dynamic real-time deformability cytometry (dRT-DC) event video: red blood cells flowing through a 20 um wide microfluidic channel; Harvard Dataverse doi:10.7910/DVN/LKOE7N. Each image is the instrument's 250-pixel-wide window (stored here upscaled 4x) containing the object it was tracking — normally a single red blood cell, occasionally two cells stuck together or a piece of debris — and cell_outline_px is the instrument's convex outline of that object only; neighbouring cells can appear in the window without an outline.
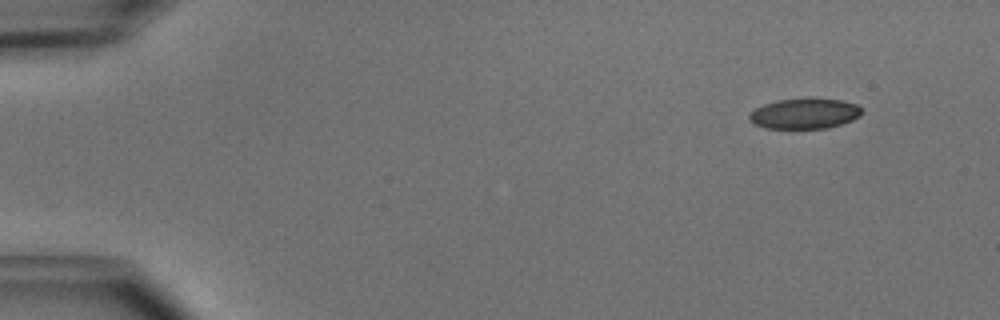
{"species": "common noctule bat (a hibernating species)", "species_latin": "Nyctalus noctula", "temperature_condition": "cold", "stored_images_in_passage": 47, "camera_frame_rate_fps": 3000, "um_per_image_px": 0.085, "animal": {"sex": "male", "body_mass_g": 15.6}, "frame": {"image": 1, "passage_image": 1, "time_ms": 0.0, "image_size_px": [1000, 320], "cell_outline_px": [[860, 116], [852, 120], [828, 128], [764, 128], [748, 120], [748, 116], [756, 108], [764, 104], [776, 100], [840, 100], [856, 104], [860, 108]], "centroid_in_image_um": [68.35, 9.68], "position_along_channel_um": 16.6, "area_um2": 19.31}}
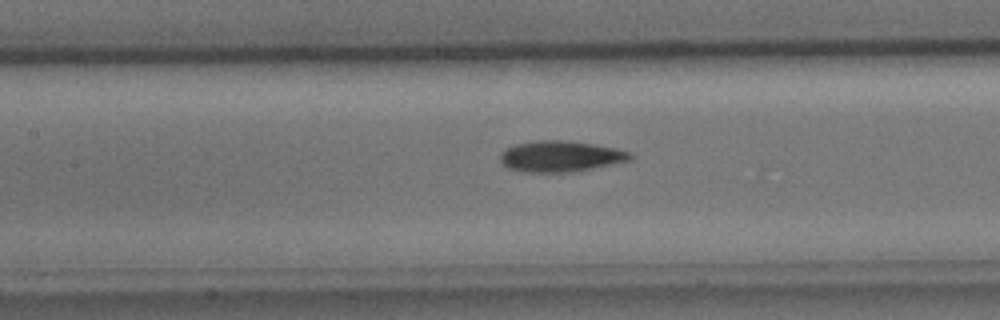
{"frame": {"image": 2, "passage_image": 20, "time_ms": 6.333, "image_size_px": [1000, 320], "cell_outline_px": [[636, 156], [632, 160], [592, 168], [568, 172], [524, 172], [508, 168], [500, 160], [500, 152], [516, 144], [536, 140], [564, 140], [592, 144], [616, 148], [628, 152]], "centroid_in_image_um": [47.65, 13.28], "position_along_channel_um": 159.8, "area_um2": 23.35}}
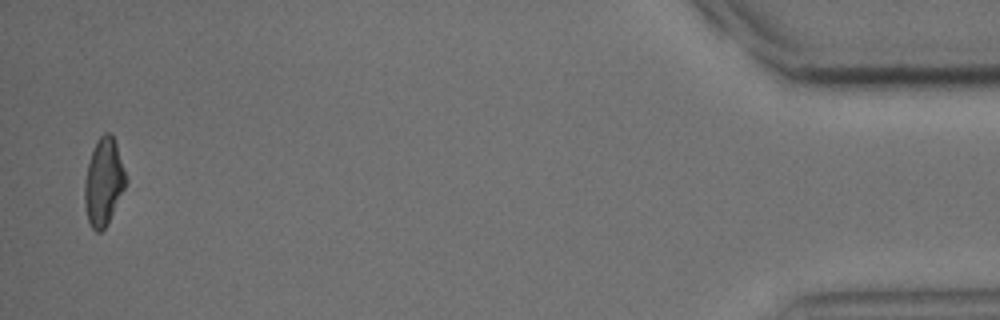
{"frame": {"image": 3, "passage_image": 46, "time_ms": 15.0, "image_size_px": [1000, 320], "cell_outline_px": [[128, 180], [104, 228], [100, 232], [96, 232], [92, 228], [88, 220], [84, 204], [84, 180], [88, 164], [96, 140], [104, 132], [112, 132]], "centroid_in_image_um": [8.79, 15.42], "position_along_channel_um": 426.4, "area_um2": 20.69}, "authors_computed_cell_mechanics": {"area_um2": 22.4264, "velocity_mm_per_s": 4.0121, "shape_relaxation_time_tau1_ms": null, "shape_relaxation_time_tau2_ms": 1.9166, "deformation_change_tau1": null, "deformation_change_tau2": 0.102}}